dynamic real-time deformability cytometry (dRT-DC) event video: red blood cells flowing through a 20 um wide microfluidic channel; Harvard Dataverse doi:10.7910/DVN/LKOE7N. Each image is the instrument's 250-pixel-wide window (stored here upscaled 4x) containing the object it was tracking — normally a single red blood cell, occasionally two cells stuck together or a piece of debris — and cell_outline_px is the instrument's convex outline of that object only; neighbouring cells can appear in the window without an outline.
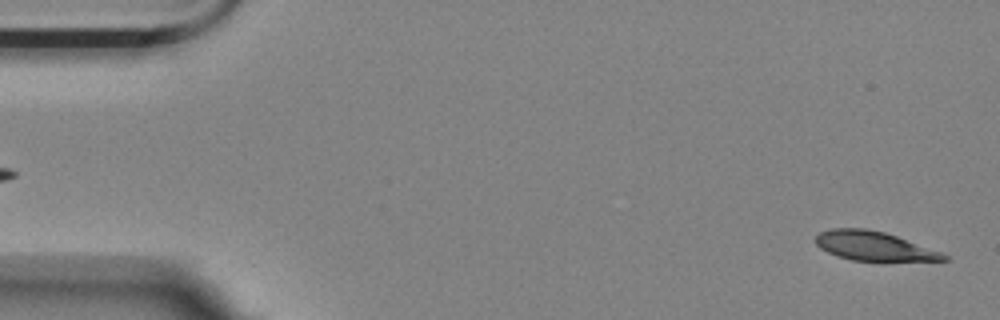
{"species": "Egyptian fruit bat (a non-hibernating species)", "species_latin": "Rousettus aegyptiacus", "temperature_condition": "room temperature", "stored_images_in_passage": 4, "camera_frame_rate_fps": 3000, "um_per_image_px": 0.085, "animal": {"sex": "female"}, "frame": {"image": 1, "passage_image": 4, "time_ms": 5.0, "image_size_px": [1000, 320], "cell_outline_px": [[948, 260], [852, 260], [828, 252], [820, 248], [816, 244], [816, 236], [820, 232], [832, 228], [864, 228], [884, 232], [896, 236], [940, 252], [948, 256]], "centroid_in_image_um": [74.22, 20.89], "position_along_channel_um": 10.8, "area_um2": 21.1}}